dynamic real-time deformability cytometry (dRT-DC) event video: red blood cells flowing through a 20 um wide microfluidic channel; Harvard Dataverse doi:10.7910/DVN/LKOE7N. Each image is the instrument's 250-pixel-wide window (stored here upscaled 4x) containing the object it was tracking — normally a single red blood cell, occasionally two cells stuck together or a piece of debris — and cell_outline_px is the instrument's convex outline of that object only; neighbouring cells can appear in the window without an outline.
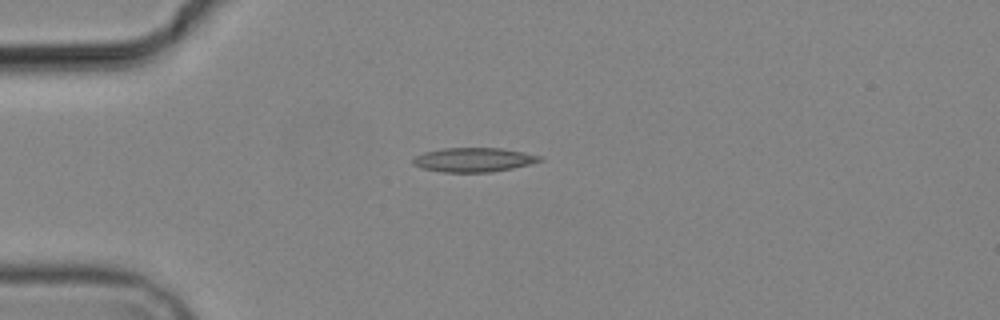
{"species": "common noctule bat (a hibernating species)", "species_latin": "Nyctalus noctula", "temperature_condition": "cold", "stored_images_in_passage": 10, "camera_frame_rate_fps": 3000, "um_per_image_px": 0.085, "animal": {"sex": "male", "body_mass_g": 19.2, "forearm_length_mm": 51.8}, "frame": {"image": 1, "passage_image": 4, "time_ms": 4.667, "image_size_px": [1000, 320], "cell_outline_px": [[544, 160], [512, 168], [492, 172], [444, 172], [424, 168], [412, 164], [412, 160], [416, 156], [424, 152], [444, 148], [500, 148], [524, 152], [540, 156]], "centroid_in_image_um": [40.26, 13.58], "position_along_channel_um": 44.7, "area_um2": 17.69}}
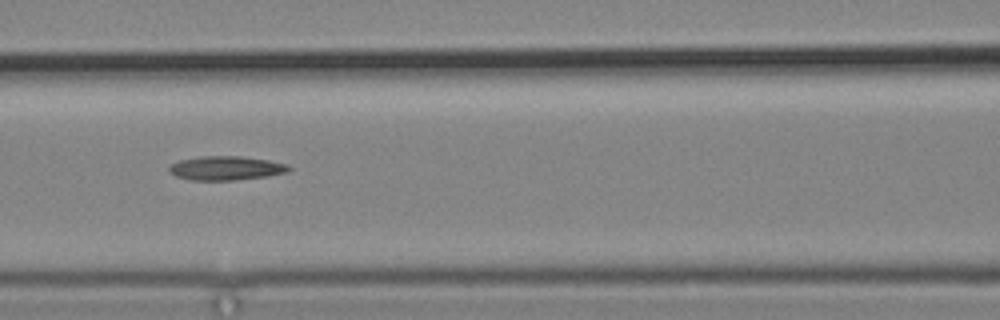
{"frame": {"image": 2, "passage_image": 7, "time_ms": 8.0, "image_size_px": [1000, 320], "cell_outline_px": [[292, 168], [288, 172], [268, 176], [236, 180], [192, 180], [176, 176], [168, 172], [168, 168], [172, 164], [180, 160], [200, 156], [240, 156], [268, 160], [288, 164]], "centroid_in_image_um": [19.23, 14.29], "position_along_channel_um": 147.4, "area_um2": 16.82}}
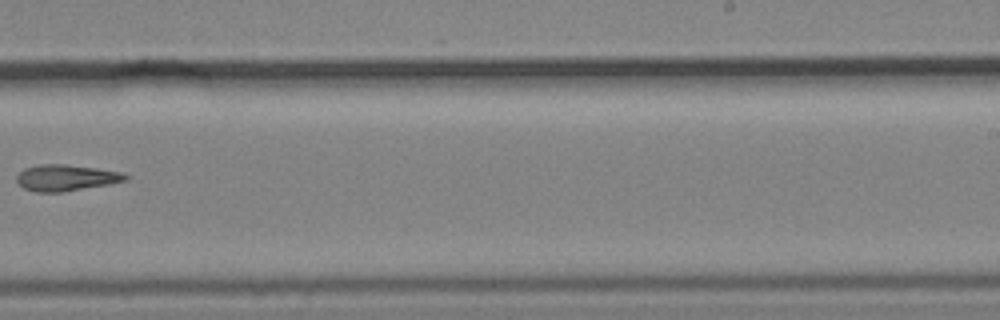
{"frame": {"image": 3, "passage_image": 10, "time_ms": 11.667, "image_size_px": [1000, 320], "cell_outline_px": [[128, 180], [108, 184], [64, 192], [36, 192], [24, 188], [16, 180], [16, 176], [24, 168], [40, 164], [64, 164], [96, 168], [124, 172], [128, 176]], "centroid_in_image_um": [5.62, 15.1], "position_along_channel_um": 283.4, "area_um2": 16.65}}